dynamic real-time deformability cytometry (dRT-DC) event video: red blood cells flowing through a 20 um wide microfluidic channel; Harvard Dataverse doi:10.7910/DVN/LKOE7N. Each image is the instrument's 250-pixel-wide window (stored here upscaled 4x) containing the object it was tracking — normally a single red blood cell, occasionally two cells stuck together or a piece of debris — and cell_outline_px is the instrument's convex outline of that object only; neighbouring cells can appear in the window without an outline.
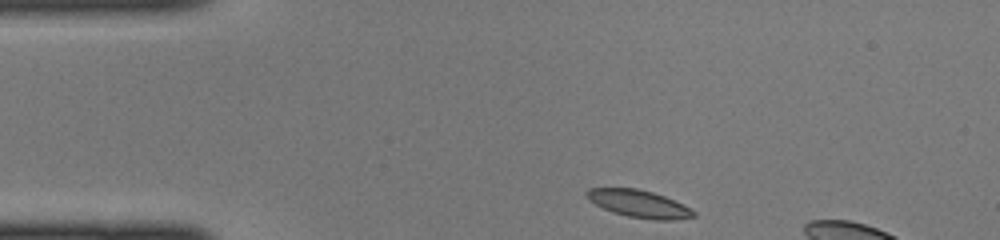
{"species": "common noctule bat (a hibernating species)", "species_latin": "Nyctalus noctula", "temperature_condition": "cold", "stored_images_in_passage": 6, "camera_frame_rate_fps": 3000, "um_per_image_px": 0.085, "animal": {"sex": "female", "body_mass_g": 22.0, "forearm_length_mm": 56.7}, "frame": {"image": 1, "passage_image": 1, "time_ms": 0.0, "image_size_px": [1000, 240], "cell_outline_px": [[696, 216], [672, 220], [652, 220], [628, 216], [612, 212], [588, 200], [584, 192], [588, 188], [636, 188], [652, 192], [664, 196], [696, 212]], "centroid_in_image_um": [54.26, 17.32], "position_along_channel_um": 30.7, "area_um2": 16.88}}